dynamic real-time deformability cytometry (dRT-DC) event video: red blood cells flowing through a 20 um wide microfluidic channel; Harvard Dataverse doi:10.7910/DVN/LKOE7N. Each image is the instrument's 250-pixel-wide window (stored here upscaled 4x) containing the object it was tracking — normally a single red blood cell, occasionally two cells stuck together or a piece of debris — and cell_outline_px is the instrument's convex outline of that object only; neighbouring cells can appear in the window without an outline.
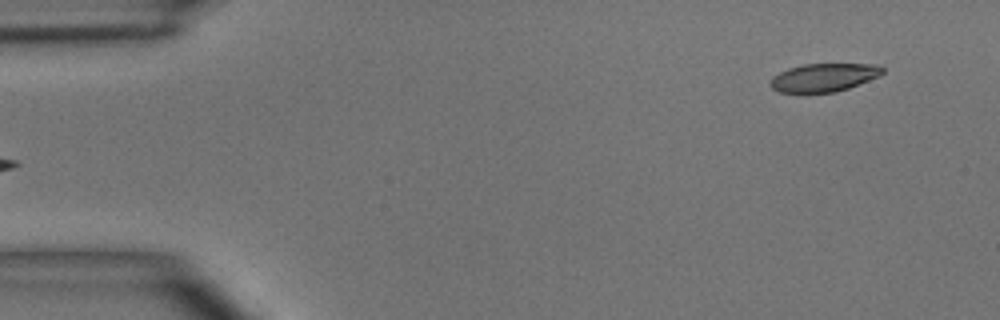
{"species": "common noctule bat (a hibernating species)", "species_latin": "Nyctalus noctula", "temperature_condition": "room temperature", "stored_images_in_passage": 3, "camera_frame_rate_fps": 3000, "um_per_image_px": 0.085, "animal": {"sex": "male", "body_mass_g": 15.6}, "frame": {"image": 1, "passage_image": 3, "time_ms": 3.0, "image_size_px": [1000, 320], "cell_outline_px": [[884, 72], [880, 76], [848, 88], [836, 92], [780, 92], [772, 88], [768, 84], [772, 76], [788, 68], [804, 64], [880, 64], [884, 68]], "centroid_in_image_um": [70.04, 6.57], "position_along_channel_um": 15.0, "area_um2": 18.5}}